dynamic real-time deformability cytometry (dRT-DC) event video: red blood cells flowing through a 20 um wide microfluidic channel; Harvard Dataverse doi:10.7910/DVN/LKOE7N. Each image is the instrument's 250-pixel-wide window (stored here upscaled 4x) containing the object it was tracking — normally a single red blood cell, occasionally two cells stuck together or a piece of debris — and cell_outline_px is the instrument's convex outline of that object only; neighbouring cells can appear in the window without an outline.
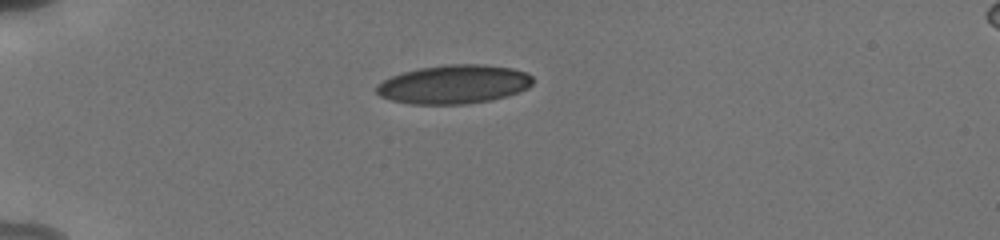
{"species": "human", "species_latin": "Homo sapiens", "temperature_condition": "cold", "stored_images_in_passage": 14, "camera_frame_rate_fps": 3000, "um_per_image_px": 0.085, "donor": {"sex": "male"}, "frame": {"image": 1, "passage_image": 1, "time_ms": 0.0, "image_size_px": [1000, 240], "cell_outline_px": [[532, 84], [528, 88], [520, 92], [488, 100], [468, 104], [412, 104], [392, 100], [380, 96], [376, 92], [376, 84], [392, 76], [404, 72], [420, 68], [448, 64], [484, 64], [512, 68], [524, 72], [532, 76]], "centroid_in_image_um": [38.58, 7.16], "position_along_channel_um": 46.4, "area_um2": 35.2}}
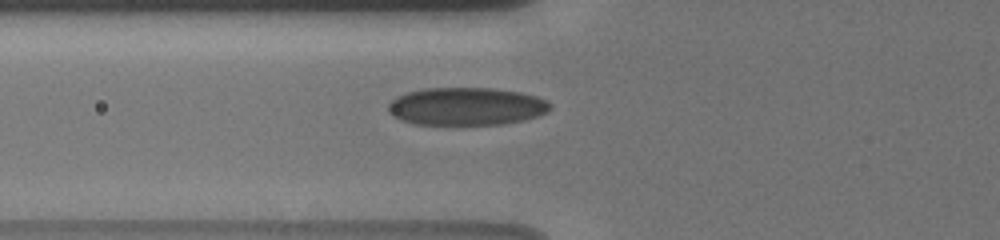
{"frame": {"image": 2, "passage_image": 8, "time_ms": 2.0, "image_size_px": [1000, 240], "cell_outline_px": [[552, 108], [548, 112], [524, 120], [500, 124], [416, 124], [400, 120], [392, 116], [388, 112], [388, 104], [396, 96], [408, 92], [424, 88], [492, 88], [520, 92], [536, 96], [548, 100], [552, 104]], "centroid_in_image_um": [39.65, 9.04], "position_along_channel_um": 86.2, "area_um2": 35.84}}